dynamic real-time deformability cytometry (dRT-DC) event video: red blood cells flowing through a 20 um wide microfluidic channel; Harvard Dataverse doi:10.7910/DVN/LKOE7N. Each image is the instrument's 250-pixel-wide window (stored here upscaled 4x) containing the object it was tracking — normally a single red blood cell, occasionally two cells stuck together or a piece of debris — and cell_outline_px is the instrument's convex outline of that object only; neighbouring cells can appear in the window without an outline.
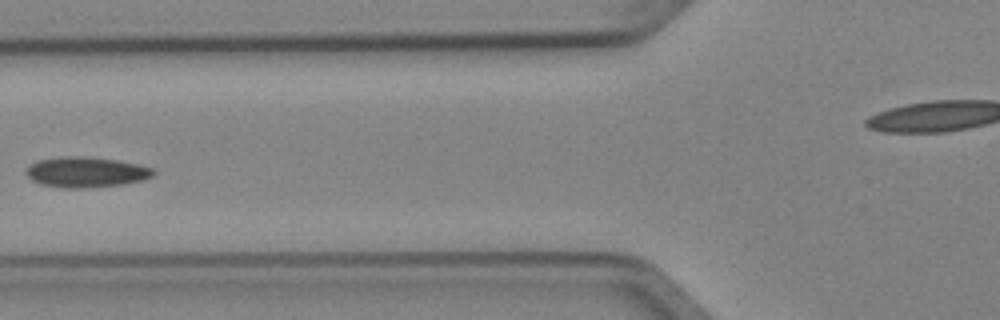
{"species": "Egyptian fruit bat (a non-hibernating species)", "species_latin": "Rousettus aegyptiacus", "temperature_condition": "cold", "stored_images_in_passage": 6, "camera_frame_rate_fps": 3000, "um_per_image_px": 0.085, "animal": {"sex": "female"}, "frame": {"image": 1, "passage_image": 6, "time_ms": 1.667, "image_size_px": [1000, 320], "cell_outline_px": [[156, 172], [152, 176], [144, 180], [120, 184], [80, 188], [64, 188], [40, 184], [32, 180], [24, 172], [36, 160], [60, 156], [84, 156], [116, 160], [136, 164], [152, 168]], "centroid_in_image_um": [7.28, 14.62], "position_along_channel_um": 118.5, "area_um2": 22.43}}